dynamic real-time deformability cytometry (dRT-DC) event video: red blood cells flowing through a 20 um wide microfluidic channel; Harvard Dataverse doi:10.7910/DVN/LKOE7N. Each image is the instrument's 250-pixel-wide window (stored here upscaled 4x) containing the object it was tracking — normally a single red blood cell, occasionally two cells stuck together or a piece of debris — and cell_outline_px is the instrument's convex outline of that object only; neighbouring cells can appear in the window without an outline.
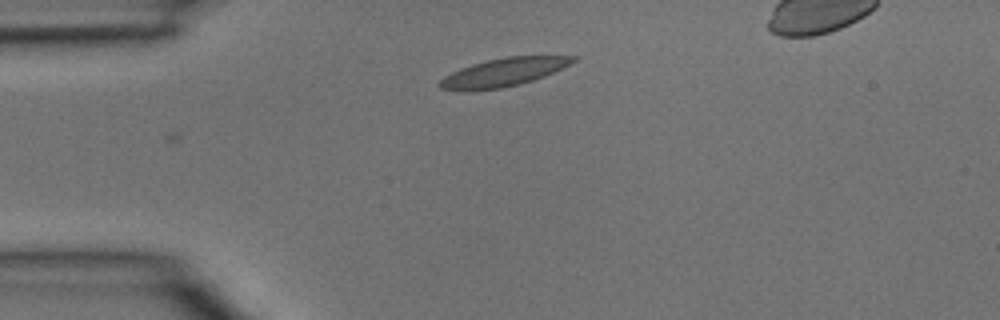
{"species": "common noctule bat (a hibernating species)", "species_latin": "Nyctalus noctula", "temperature_condition": "room temperature", "stored_images_in_passage": 2, "camera_frame_rate_fps": 3000, "um_per_image_px": 0.085, "animal": {"sex": "male", "body_mass_g": 15.6}, "frame": {"image": 1, "passage_image": 1, "time_ms": 0.0, "image_size_px": [1000, 320], "cell_outline_px": [[580, 56], [576, 60], [544, 76], [520, 84], [500, 88], [464, 92], [440, 88], [436, 84], [444, 76], [460, 68], [472, 64], [504, 56]], "centroid_in_image_um": [42.72, 6.16], "position_along_channel_um": 42.3, "area_um2": 21.91}}